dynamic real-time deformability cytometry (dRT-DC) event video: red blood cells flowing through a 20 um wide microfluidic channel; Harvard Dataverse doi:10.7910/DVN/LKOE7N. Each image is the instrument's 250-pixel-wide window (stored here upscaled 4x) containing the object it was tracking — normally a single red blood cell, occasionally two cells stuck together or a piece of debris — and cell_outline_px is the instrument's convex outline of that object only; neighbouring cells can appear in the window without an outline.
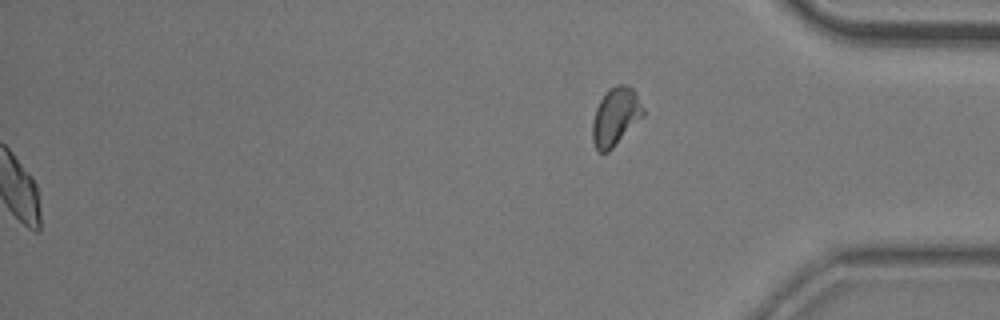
{"species": "common noctule bat (a hibernating species)", "species_latin": "Nyctalus noctula", "temperature_condition": "room temperature", "stored_images_in_passage": 56, "segment_of_instrument_passage": [2, 2], "camera_frame_rate_fps": 3000, "um_per_image_px": 0.085, "animal": {"sex": "male", "body_mass_g": 20.5, "forearm_length_mm": 52.5}, "frame": {"image": 1, "passage_image": 56, "time_ms": 18.333, "image_size_px": [1000, 320], "cell_outline_px": [[644, 116], [608, 152], [600, 152], [596, 148], [592, 140], [592, 120], [596, 108], [600, 100], [608, 88], [616, 84], [624, 84], [632, 88], [636, 92], [644, 108]], "centroid_in_image_um": [52.32, 9.89], "position_along_channel_um": 382.9, "area_um2": 17.22}}